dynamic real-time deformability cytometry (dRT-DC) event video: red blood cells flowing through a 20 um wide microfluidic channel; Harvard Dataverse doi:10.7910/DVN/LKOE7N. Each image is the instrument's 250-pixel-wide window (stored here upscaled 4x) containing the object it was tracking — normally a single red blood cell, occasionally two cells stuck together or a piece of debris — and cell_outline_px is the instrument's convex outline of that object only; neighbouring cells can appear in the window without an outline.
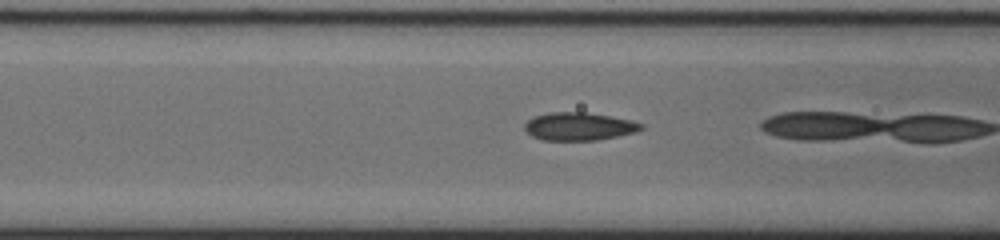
{"species": "common noctule bat (a hibernating species)", "species_latin": "Nyctalus noctula", "temperature_condition": "cold", "stored_images_in_passage": 29, "camera_frame_rate_fps": 3000, "um_per_image_px": 0.085, "animal": {"sex": "male", "body_mass_g": 20.0, "forearm_length_mm": 53.3}, "frame": {"image": 1, "passage_image": 15, "time_ms": 4.667, "image_size_px": [1000, 240], "cell_outline_px": [[644, 128], [636, 132], [596, 140], [540, 140], [532, 136], [524, 128], [524, 124], [532, 116], [548, 112], [584, 112], [632, 120], [644, 124]], "centroid_in_image_um": [49.19, 10.74], "position_along_channel_um": 117.4, "area_um2": 19.02}}
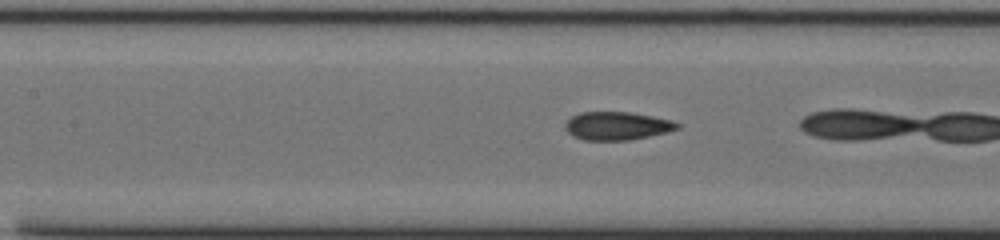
{"frame": {"image": 2, "passage_image": 18, "time_ms": 5.667, "image_size_px": [1000, 240], "cell_outline_px": [[680, 128], [668, 132], [632, 140], [584, 140], [572, 136], [564, 128], [564, 124], [572, 116], [580, 112], [628, 112], [652, 116], [672, 120], [680, 124]], "centroid_in_image_um": [52.45, 10.7], "position_along_channel_um": 154.9, "area_um2": 18.55}}